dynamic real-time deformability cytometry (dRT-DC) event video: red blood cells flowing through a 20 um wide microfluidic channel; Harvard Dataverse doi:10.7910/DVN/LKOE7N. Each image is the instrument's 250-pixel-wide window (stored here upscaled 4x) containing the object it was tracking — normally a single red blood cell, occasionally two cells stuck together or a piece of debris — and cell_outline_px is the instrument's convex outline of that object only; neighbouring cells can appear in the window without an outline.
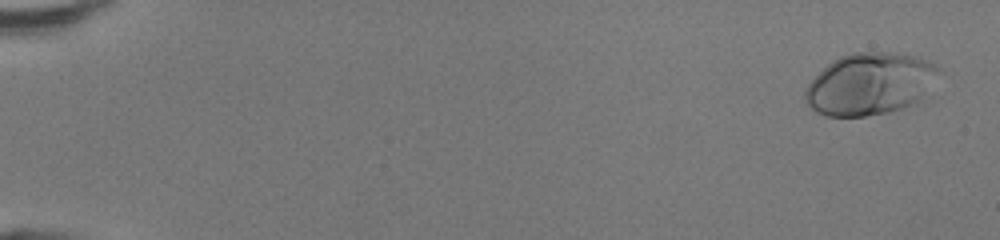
{"species": "human", "species_latin": "Homo sapiens", "temperature_condition": "room temperature", "stored_images_in_passage": 48, "camera_frame_rate_fps": 3000, "um_per_image_px": 0.085, "donor": {"sex": "female"}, "frame": {"image": 1, "passage_image": 2, "time_ms": 0.333, "image_size_px": [1000, 240], "cell_outline_px": [[936, 72], [920, 96], [916, 100], [900, 108], [888, 112], [864, 116], [824, 116], [816, 112], [804, 100], [804, 92], [808, 84], [828, 64], [840, 56], [852, 52], [888, 52], [916, 56], [928, 60], [936, 64]], "centroid_in_image_um": [73.83, 7.12], "position_along_channel_um": 11.2, "area_um2": 46.99}}
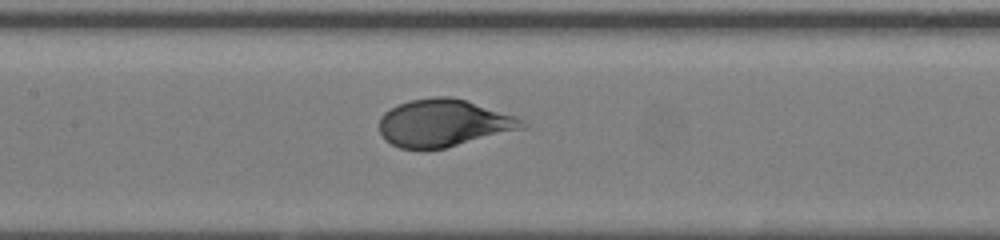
{"frame": {"image": 2, "passage_image": 25, "time_ms": 8.0, "image_size_px": [1000, 240], "cell_outline_px": [[524, 128], [444, 148], [400, 148], [384, 140], [380, 132], [380, 116], [384, 112], [400, 104], [412, 100], [436, 96], [452, 96], [516, 116], [524, 120]], "centroid_in_image_um": [37.68, 10.45], "position_along_channel_um": 169.7, "area_um2": 38.84}}
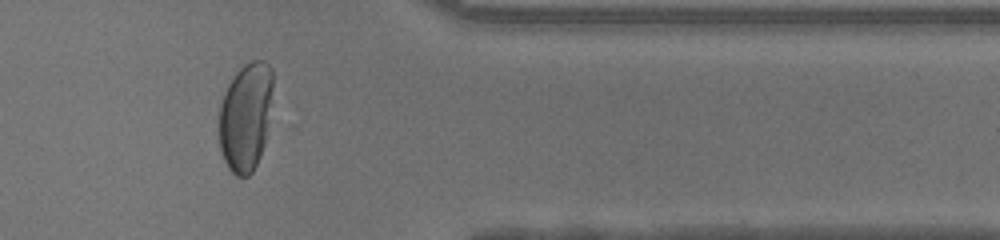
{"frame": {"image": 3, "passage_image": 41, "time_ms": 13.333, "image_size_px": [1000, 240], "cell_outline_px": [[272, 88], [264, 144], [260, 156], [252, 172], [248, 176], [236, 176], [228, 168], [220, 152], [220, 104], [224, 92], [228, 84], [236, 72], [244, 64], [252, 60], [264, 60], [272, 68]], "centroid_in_image_um": [20.86, 9.91], "position_along_channel_um": 390.5, "area_um2": 33.7}, "authors_computed_cell_mechanics": {"area_um2": 40.8068, "velocity_mm_per_s": 4.3245, "shape_relaxation_time_tau1_ms": 2.7431, "shape_relaxation_time_tau2_ms": null, "deformation_change_tau1": 0.1935, "deformation_change_tau2": null}}